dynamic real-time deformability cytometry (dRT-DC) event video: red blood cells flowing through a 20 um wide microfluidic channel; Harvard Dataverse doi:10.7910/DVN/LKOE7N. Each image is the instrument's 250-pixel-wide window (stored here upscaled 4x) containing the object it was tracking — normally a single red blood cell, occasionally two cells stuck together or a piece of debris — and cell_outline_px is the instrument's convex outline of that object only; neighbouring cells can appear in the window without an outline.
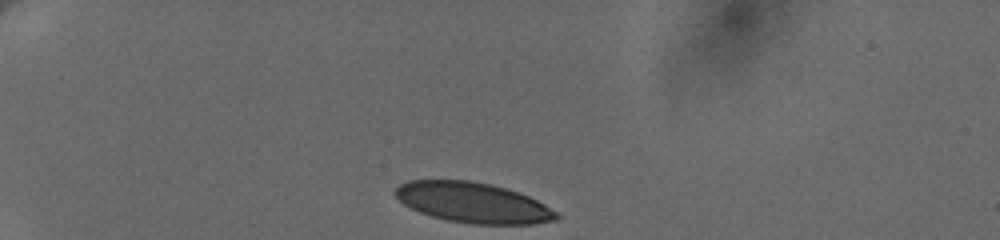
{"species": "human", "species_latin": "Homo sapiens", "temperature_condition": "cold", "stored_images_in_passage": 16, "camera_frame_rate_fps": 3000, "um_per_image_px": 0.085, "donor": {"sex": "female"}, "frame": {"image": 1, "passage_image": 1, "time_ms": 0.0, "image_size_px": [1000, 240], "cell_outline_px": [[560, 216], [556, 220], [532, 224], [472, 224], [448, 220], [432, 216], [420, 212], [404, 204], [392, 192], [400, 184], [408, 180], [472, 180], [492, 184], [528, 196], [544, 204], [556, 212]], "centroid_in_image_um": [40.18, 17.22], "position_along_channel_um": 44.8, "area_um2": 37.69}}
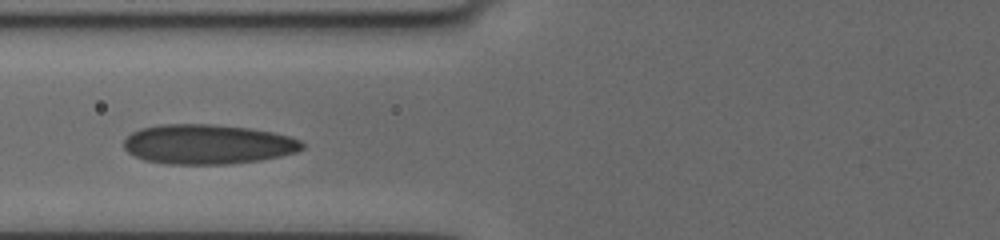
{"frame": {"image": 2, "passage_image": 10, "time_ms": 3.333, "image_size_px": [1000, 240], "cell_outline_px": [[304, 148], [296, 152], [280, 156], [260, 160], [228, 164], [168, 164], [144, 160], [128, 152], [124, 148], [124, 140], [132, 132], [140, 128], [160, 124], [212, 124], [248, 128], [272, 132], [288, 136], [300, 140], [304, 144]], "centroid_in_image_um": [17.64, 12.26], "position_along_channel_um": 108.2, "area_um2": 41.27}}
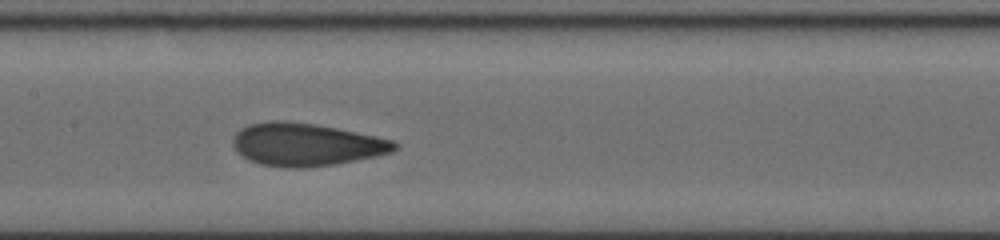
{"frame": {"image": 3, "passage_image": 15, "time_ms": 5.333, "image_size_px": [1000, 240], "cell_outline_px": [[400, 148], [392, 152], [376, 156], [336, 164], [304, 168], [284, 168], [260, 164], [248, 160], [236, 152], [232, 144], [232, 140], [236, 132], [240, 128], [248, 124], [272, 120], [284, 120], [316, 124], [376, 136], [392, 140], [400, 144]], "centroid_in_image_um": [26.0, 12.29], "position_along_channel_um": 181.4, "area_um2": 40.75}}